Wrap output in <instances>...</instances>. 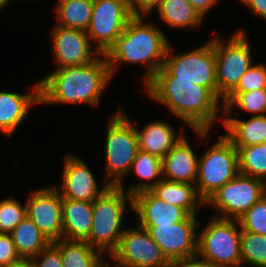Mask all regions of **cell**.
I'll return each mask as SVG.
<instances>
[{
	"label": "cell",
	"instance_id": "cell-9",
	"mask_svg": "<svg viewBox=\"0 0 266 267\" xmlns=\"http://www.w3.org/2000/svg\"><path fill=\"white\" fill-rule=\"evenodd\" d=\"M211 40L216 58L217 97L223 102L238 85L244 73L254 64L252 48L243 29L236 30L227 42L218 37Z\"/></svg>",
	"mask_w": 266,
	"mask_h": 267
},
{
	"label": "cell",
	"instance_id": "cell-23",
	"mask_svg": "<svg viewBox=\"0 0 266 267\" xmlns=\"http://www.w3.org/2000/svg\"><path fill=\"white\" fill-rule=\"evenodd\" d=\"M150 191L164 202L184 208L190 215L197 216L199 207L205 205L195 184L169 181L163 178Z\"/></svg>",
	"mask_w": 266,
	"mask_h": 267
},
{
	"label": "cell",
	"instance_id": "cell-3",
	"mask_svg": "<svg viewBox=\"0 0 266 267\" xmlns=\"http://www.w3.org/2000/svg\"><path fill=\"white\" fill-rule=\"evenodd\" d=\"M145 16H133L104 54L111 77L121 63L144 65V86L163 67L170 41L155 24L146 22Z\"/></svg>",
	"mask_w": 266,
	"mask_h": 267
},
{
	"label": "cell",
	"instance_id": "cell-29",
	"mask_svg": "<svg viewBox=\"0 0 266 267\" xmlns=\"http://www.w3.org/2000/svg\"><path fill=\"white\" fill-rule=\"evenodd\" d=\"M222 104L223 114H232L237 107L252 116L266 115V88L249 92H230Z\"/></svg>",
	"mask_w": 266,
	"mask_h": 267
},
{
	"label": "cell",
	"instance_id": "cell-37",
	"mask_svg": "<svg viewBox=\"0 0 266 267\" xmlns=\"http://www.w3.org/2000/svg\"><path fill=\"white\" fill-rule=\"evenodd\" d=\"M161 0H127L129 10L133 16H150L151 12L160 5Z\"/></svg>",
	"mask_w": 266,
	"mask_h": 267
},
{
	"label": "cell",
	"instance_id": "cell-15",
	"mask_svg": "<svg viewBox=\"0 0 266 267\" xmlns=\"http://www.w3.org/2000/svg\"><path fill=\"white\" fill-rule=\"evenodd\" d=\"M50 32L54 63L58 68L89 64L101 54L92 48L86 31L55 26Z\"/></svg>",
	"mask_w": 266,
	"mask_h": 267
},
{
	"label": "cell",
	"instance_id": "cell-34",
	"mask_svg": "<svg viewBox=\"0 0 266 267\" xmlns=\"http://www.w3.org/2000/svg\"><path fill=\"white\" fill-rule=\"evenodd\" d=\"M266 88V65L252 64L231 92H249Z\"/></svg>",
	"mask_w": 266,
	"mask_h": 267
},
{
	"label": "cell",
	"instance_id": "cell-1",
	"mask_svg": "<svg viewBox=\"0 0 266 267\" xmlns=\"http://www.w3.org/2000/svg\"><path fill=\"white\" fill-rule=\"evenodd\" d=\"M144 87L148 97L189 125L199 139L208 137L220 117L218 111L223 115V102L209 88L191 81L176 80V76H153Z\"/></svg>",
	"mask_w": 266,
	"mask_h": 267
},
{
	"label": "cell",
	"instance_id": "cell-25",
	"mask_svg": "<svg viewBox=\"0 0 266 267\" xmlns=\"http://www.w3.org/2000/svg\"><path fill=\"white\" fill-rule=\"evenodd\" d=\"M155 10L159 19L174 29L199 27L204 21L188 0H161Z\"/></svg>",
	"mask_w": 266,
	"mask_h": 267
},
{
	"label": "cell",
	"instance_id": "cell-35",
	"mask_svg": "<svg viewBox=\"0 0 266 267\" xmlns=\"http://www.w3.org/2000/svg\"><path fill=\"white\" fill-rule=\"evenodd\" d=\"M30 261L32 267H63L60 249L53 242Z\"/></svg>",
	"mask_w": 266,
	"mask_h": 267
},
{
	"label": "cell",
	"instance_id": "cell-18",
	"mask_svg": "<svg viewBox=\"0 0 266 267\" xmlns=\"http://www.w3.org/2000/svg\"><path fill=\"white\" fill-rule=\"evenodd\" d=\"M30 93L0 92V131L12 137L33 105H40V81L32 85Z\"/></svg>",
	"mask_w": 266,
	"mask_h": 267
},
{
	"label": "cell",
	"instance_id": "cell-6",
	"mask_svg": "<svg viewBox=\"0 0 266 267\" xmlns=\"http://www.w3.org/2000/svg\"><path fill=\"white\" fill-rule=\"evenodd\" d=\"M210 218L198 233L197 256L217 267L242 266L239 220Z\"/></svg>",
	"mask_w": 266,
	"mask_h": 267
},
{
	"label": "cell",
	"instance_id": "cell-11",
	"mask_svg": "<svg viewBox=\"0 0 266 267\" xmlns=\"http://www.w3.org/2000/svg\"><path fill=\"white\" fill-rule=\"evenodd\" d=\"M109 259L116 267L170 266V262L148 231L139 225L124 230L118 247Z\"/></svg>",
	"mask_w": 266,
	"mask_h": 267
},
{
	"label": "cell",
	"instance_id": "cell-4",
	"mask_svg": "<svg viewBox=\"0 0 266 267\" xmlns=\"http://www.w3.org/2000/svg\"><path fill=\"white\" fill-rule=\"evenodd\" d=\"M126 188L109 186L93 201V223L85 240L91 247L107 256L116 250L126 229L123 221L126 212L132 211V196ZM129 207V208H127Z\"/></svg>",
	"mask_w": 266,
	"mask_h": 267
},
{
	"label": "cell",
	"instance_id": "cell-13",
	"mask_svg": "<svg viewBox=\"0 0 266 267\" xmlns=\"http://www.w3.org/2000/svg\"><path fill=\"white\" fill-rule=\"evenodd\" d=\"M197 221L190 215L171 225H139L146 229L169 262L197 256Z\"/></svg>",
	"mask_w": 266,
	"mask_h": 267
},
{
	"label": "cell",
	"instance_id": "cell-7",
	"mask_svg": "<svg viewBox=\"0 0 266 267\" xmlns=\"http://www.w3.org/2000/svg\"><path fill=\"white\" fill-rule=\"evenodd\" d=\"M201 154L195 185L199 196L206 201L239 174L238 150L223 134Z\"/></svg>",
	"mask_w": 266,
	"mask_h": 267
},
{
	"label": "cell",
	"instance_id": "cell-12",
	"mask_svg": "<svg viewBox=\"0 0 266 267\" xmlns=\"http://www.w3.org/2000/svg\"><path fill=\"white\" fill-rule=\"evenodd\" d=\"M133 17L127 0H94L91 22L86 31L89 40L100 54H105L122 34Z\"/></svg>",
	"mask_w": 266,
	"mask_h": 267
},
{
	"label": "cell",
	"instance_id": "cell-43",
	"mask_svg": "<svg viewBox=\"0 0 266 267\" xmlns=\"http://www.w3.org/2000/svg\"><path fill=\"white\" fill-rule=\"evenodd\" d=\"M106 262V263H105ZM108 262V263H107ZM99 267H111L110 266V263H109V260L107 261H104ZM116 267V266H115Z\"/></svg>",
	"mask_w": 266,
	"mask_h": 267
},
{
	"label": "cell",
	"instance_id": "cell-30",
	"mask_svg": "<svg viewBox=\"0 0 266 267\" xmlns=\"http://www.w3.org/2000/svg\"><path fill=\"white\" fill-rule=\"evenodd\" d=\"M235 147L238 150L239 173L266 183V143Z\"/></svg>",
	"mask_w": 266,
	"mask_h": 267
},
{
	"label": "cell",
	"instance_id": "cell-36",
	"mask_svg": "<svg viewBox=\"0 0 266 267\" xmlns=\"http://www.w3.org/2000/svg\"><path fill=\"white\" fill-rule=\"evenodd\" d=\"M20 259L10 234L0 233V267L9 266Z\"/></svg>",
	"mask_w": 266,
	"mask_h": 267
},
{
	"label": "cell",
	"instance_id": "cell-8",
	"mask_svg": "<svg viewBox=\"0 0 266 267\" xmlns=\"http://www.w3.org/2000/svg\"><path fill=\"white\" fill-rule=\"evenodd\" d=\"M168 48L163 67L154 76H176V80H186L209 88L217 96L216 58L212 40L186 53H173Z\"/></svg>",
	"mask_w": 266,
	"mask_h": 267
},
{
	"label": "cell",
	"instance_id": "cell-32",
	"mask_svg": "<svg viewBox=\"0 0 266 267\" xmlns=\"http://www.w3.org/2000/svg\"><path fill=\"white\" fill-rule=\"evenodd\" d=\"M26 216V204L9 196L0 201V233L10 234Z\"/></svg>",
	"mask_w": 266,
	"mask_h": 267
},
{
	"label": "cell",
	"instance_id": "cell-39",
	"mask_svg": "<svg viewBox=\"0 0 266 267\" xmlns=\"http://www.w3.org/2000/svg\"><path fill=\"white\" fill-rule=\"evenodd\" d=\"M193 8L205 18L207 13L214 7L215 4L219 3V0H188Z\"/></svg>",
	"mask_w": 266,
	"mask_h": 267
},
{
	"label": "cell",
	"instance_id": "cell-26",
	"mask_svg": "<svg viewBox=\"0 0 266 267\" xmlns=\"http://www.w3.org/2000/svg\"><path fill=\"white\" fill-rule=\"evenodd\" d=\"M53 243L60 249L63 267H99L105 261L86 241L61 239Z\"/></svg>",
	"mask_w": 266,
	"mask_h": 267
},
{
	"label": "cell",
	"instance_id": "cell-16",
	"mask_svg": "<svg viewBox=\"0 0 266 267\" xmlns=\"http://www.w3.org/2000/svg\"><path fill=\"white\" fill-rule=\"evenodd\" d=\"M63 163L61 190L55 187L62 199L93 202L109 187L105 183L99 188L93 172L77 154H66Z\"/></svg>",
	"mask_w": 266,
	"mask_h": 267
},
{
	"label": "cell",
	"instance_id": "cell-21",
	"mask_svg": "<svg viewBox=\"0 0 266 267\" xmlns=\"http://www.w3.org/2000/svg\"><path fill=\"white\" fill-rule=\"evenodd\" d=\"M236 110V117L223 114V128L225 136L234 146H250L263 144L266 141V115L251 116L248 120L240 119ZM239 117V118H238Z\"/></svg>",
	"mask_w": 266,
	"mask_h": 267
},
{
	"label": "cell",
	"instance_id": "cell-17",
	"mask_svg": "<svg viewBox=\"0 0 266 267\" xmlns=\"http://www.w3.org/2000/svg\"><path fill=\"white\" fill-rule=\"evenodd\" d=\"M132 212L138 215L137 225H171L190 216L184 208L164 202L150 190L132 196Z\"/></svg>",
	"mask_w": 266,
	"mask_h": 267
},
{
	"label": "cell",
	"instance_id": "cell-42",
	"mask_svg": "<svg viewBox=\"0 0 266 267\" xmlns=\"http://www.w3.org/2000/svg\"><path fill=\"white\" fill-rule=\"evenodd\" d=\"M10 0H0V11H2L6 6H8V3Z\"/></svg>",
	"mask_w": 266,
	"mask_h": 267
},
{
	"label": "cell",
	"instance_id": "cell-38",
	"mask_svg": "<svg viewBox=\"0 0 266 267\" xmlns=\"http://www.w3.org/2000/svg\"><path fill=\"white\" fill-rule=\"evenodd\" d=\"M169 267H217L212 263L200 259L198 256L170 262Z\"/></svg>",
	"mask_w": 266,
	"mask_h": 267
},
{
	"label": "cell",
	"instance_id": "cell-41",
	"mask_svg": "<svg viewBox=\"0 0 266 267\" xmlns=\"http://www.w3.org/2000/svg\"><path fill=\"white\" fill-rule=\"evenodd\" d=\"M5 267H32L30 259H20L15 263L10 264L9 266Z\"/></svg>",
	"mask_w": 266,
	"mask_h": 267
},
{
	"label": "cell",
	"instance_id": "cell-31",
	"mask_svg": "<svg viewBox=\"0 0 266 267\" xmlns=\"http://www.w3.org/2000/svg\"><path fill=\"white\" fill-rule=\"evenodd\" d=\"M240 253L242 265L266 267V236L241 229Z\"/></svg>",
	"mask_w": 266,
	"mask_h": 267
},
{
	"label": "cell",
	"instance_id": "cell-5",
	"mask_svg": "<svg viewBox=\"0 0 266 267\" xmlns=\"http://www.w3.org/2000/svg\"><path fill=\"white\" fill-rule=\"evenodd\" d=\"M105 137V183L124 188L123 178L131 173V166L139 150L138 136L133 121L124 109L110 116Z\"/></svg>",
	"mask_w": 266,
	"mask_h": 267
},
{
	"label": "cell",
	"instance_id": "cell-2",
	"mask_svg": "<svg viewBox=\"0 0 266 267\" xmlns=\"http://www.w3.org/2000/svg\"><path fill=\"white\" fill-rule=\"evenodd\" d=\"M112 77L104 54L89 64L55 69L40 81V105L98 106Z\"/></svg>",
	"mask_w": 266,
	"mask_h": 267
},
{
	"label": "cell",
	"instance_id": "cell-28",
	"mask_svg": "<svg viewBox=\"0 0 266 267\" xmlns=\"http://www.w3.org/2000/svg\"><path fill=\"white\" fill-rule=\"evenodd\" d=\"M94 0H58L55 6L57 26L87 31ZM59 23V24H58Z\"/></svg>",
	"mask_w": 266,
	"mask_h": 267
},
{
	"label": "cell",
	"instance_id": "cell-27",
	"mask_svg": "<svg viewBox=\"0 0 266 267\" xmlns=\"http://www.w3.org/2000/svg\"><path fill=\"white\" fill-rule=\"evenodd\" d=\"M132 169L135 175L144 182L139 181L127 188L126 192L131 196L141 191L151 190L163 179L162 158L145 151L138 150L131 172Z\"/></svg>",
	"mask_w": 266,
	"mask_h": 267
},
{
	"label": "cell",
	"instance_id": "cell-24",
	"mask_svg": "<svg viewBox=\"0 0 266 267\" xmlns=\"http://www.w3.org/2000/svg\"><path fill=\"white\" fill-rule=\"evenodd\" d=\"M10 236L22 259L37 256L51 243L27 215L16 225Z\"/></svg>",
	"mask_w": 266,
	"mask_h": 267
},
{
	"label": "cell",
	"instance_id": "cell-33",
	"mask_svg": "<svg viewBox=\"0 0 266 267\" xmlns=\"http://www.w3.org/2000/svg\"><path fill=\"white\" fill-rule=\"evenodd\" d=\"M238 220L242 230L266 236V193Z\"/></svg>",
	"mask_w": 266,
	"mask_h": 267
},
{
	"label": "cell",
	"instance_id": "cell-10",
	"mask_svg": "<svg viewBox=\"0 0 266 267\" xmlns=\"http://www.w3.org/2000/svg\"><path fill=\"white\" fill-rule=\"evenodd\" d=\"M265 193L266 183L263 180L239 173L215 191L205 205L215 210L216 217L238 220Z\"/></svg>",
	"mask_w": 266,
	"mask_h": 267
},
{
	"label": "cell",
	"instance_id": "cell-22",
	"mask_svg": "<svg viewBox=\"0 0 266 267\" xmlns=\"http://www.w3.org/2000/svg\"><path fill=\"white\" fill-rule=\"evenodd\" d=\"M139 150L163 158L184 136V131L177 135L173 126L164 121L149 122L140 130L135 126Z\"/></svg>",
	"mask_w": 266,
	"mask_h": 267
},
{
	"label": "cell",
	"instance_id": "cell-14",
	"mask_svg": "<svg viewBox=\"0 0 266 267\" xmlns=\"http://www.w3.org/2000/svg\"><path fill=\"white\" fill-rule=\"evenodd\" d=\"M26 204V215L34 222L50 242L62 239V197L49 186L30 192Z\"/></svg>",
	"mask_w": 266,
	"mask_h": 267
},
{
	"label": "cell",
	"instance_id": "cell-20",
	"mask_svg": "<svg viewBox=\"0 0 266 267\" xmlns=\"http://www.w3.org/2000/svg\"><path fill=\"white\" fill-rule=\"evenodd\" d=\"M93 223V202L62 199V239L85 241Z\"/></svg>",
	"mask_w": 266,
	"mask_h": 267
},
{
	"label": "cell",
	"instance_id": "cell-19",
	"mask_svg": "<svg viewBox=\"0 0 266 267\" xmlns=\"http://www.w3.org/2000/svg\"><path fill=\"white\" fill-rule=\"evenodd\" d=\"M187 136L182 138L162 158V176L169 181L195 184L198 158Z\"/></svg>",
	"mask_w": 266,
	"mask_h": 267
},
{
	"label": "cell",
	"instance_id": "cell-40",
	"mask_svg": "<svg viewBox=\"0 0 266 267\" xmlns=\"http://www.w3.org/2000/svg\"><path fill=\"white\" fill-rule=\"evenodd\" d=\"M248 6L250 10L260 16V18L266 20V0H239Z\"/></svg>",
	"mask_w": 266,
	"mask_h": 267
}]
</instances>
